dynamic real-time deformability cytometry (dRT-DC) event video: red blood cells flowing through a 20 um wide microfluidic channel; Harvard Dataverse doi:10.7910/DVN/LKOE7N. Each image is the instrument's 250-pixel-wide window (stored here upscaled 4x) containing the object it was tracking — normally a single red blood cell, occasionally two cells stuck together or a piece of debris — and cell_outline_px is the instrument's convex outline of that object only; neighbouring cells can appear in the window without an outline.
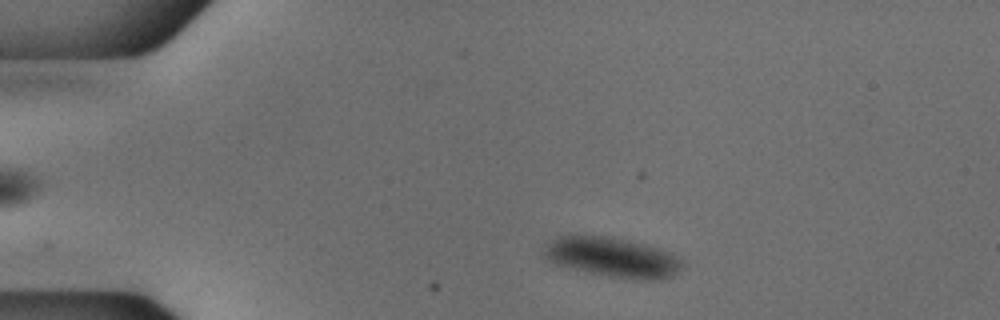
{"species": "common noctule bat (a hibernating species)", "species_latin": "Nyctalus noctula", "temperature_condition": "cold", "stored_images_in_passage": 48, "camera_frame_rate_fps": 3000, "um_per_image_px": 0.085, "animal": {"sex": "male", "body_mass_g": 18.8}, "frame": {"image": 1, "passage_image": 5, "time_ms": 1.333, "image_size_px": [1000, 320], "cell_outline_px": [[684, 264], [672, 276], [660, 280], [632, 280], [608, 276], [588, 272], [552, 264], [544, 256], [544, 248], [556, 236], [612, 236], [660, 248], [680, 256], [684, 260]], "centroid_in_image_um": [52.1, 21.88], "position_along_channel_um": 32.9, "area_um2": 32.43}}
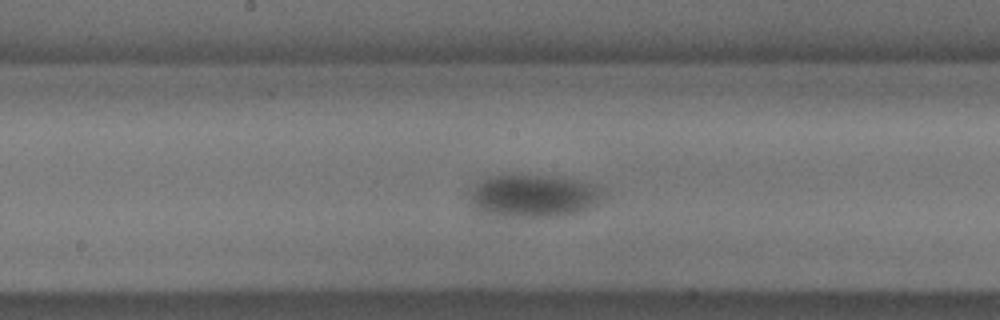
{"frame": {"image": 2, "passage_image": 23, "time_ms": 7.333, "image_size_px": [1000, 320], "cell_outline_px": [[600, 196], [588, 208], [580, 212], [564, 216], [496, 216], [480, 212], [472, 204], [468, 188], [480, 180], [492, 176], [560, 176], [588, 184], [596, 188], [600, 192]], "centroid_in_image_um": [45.21, 16.66], "position_along_channel_um": 203.0, "area_um2": 32.43}}
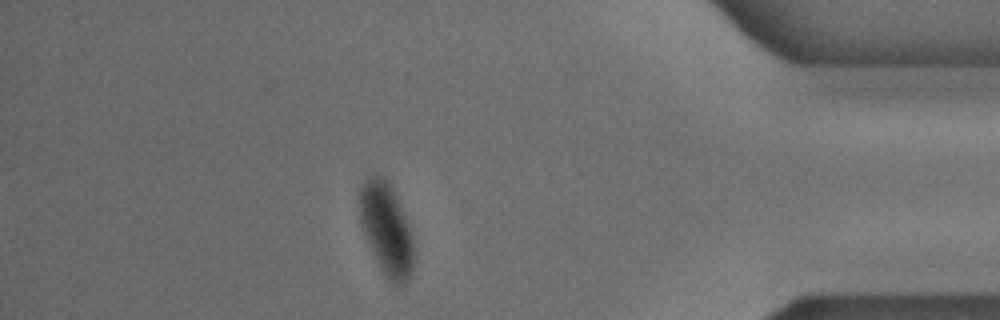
{"frame": {"image": 3, "passage_image": 42, "time_ms": 13.667, "image_size_px": [1000, 320], "cell_outline_px": [[416, 252], [412, 276], [404, 284], [396, 288], [388, 280], [380, 268], [376, 260], [364, 232], [360, 220], [360, 188], [376, 172], [384, 176], [408, 220]], "centroid_in_image_um": [32.91, 19.58], "position_along_channel_um": 402.3, "area_um2": 29.25}}